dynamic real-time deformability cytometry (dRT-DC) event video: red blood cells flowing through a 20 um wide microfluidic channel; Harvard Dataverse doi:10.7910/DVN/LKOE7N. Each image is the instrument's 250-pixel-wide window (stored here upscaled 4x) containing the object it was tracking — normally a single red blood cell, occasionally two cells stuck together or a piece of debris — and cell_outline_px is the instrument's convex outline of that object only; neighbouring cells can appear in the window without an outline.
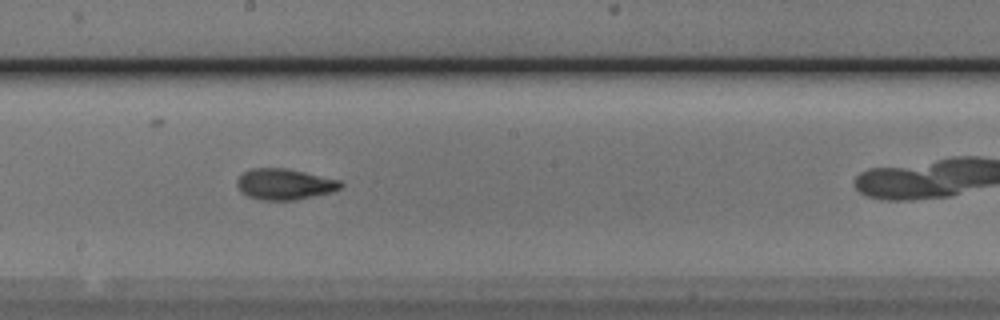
{"species": "Egyptian fruit bat (a non-hibernating species)", "species_latin": "Rousettus aegyptiacus", "temperature_condition": "cold", "stored_images_in_passage": 34, "camera_frame_rate_fps": 3000, "um_per_image_px": 0.085, "animal": {"sex": "male"}, "frame": {"image": 1, "passage_image": 20, "time_ms": 6.333, "image_size_px": [1000, 320], "cell_outline_px": [[344, 184], [340, 188], [332, 192], [296, 200], [260, 200], [248, 196], [240, 192], [236, 184], [236, 180], [244, 172], [252, 168], [284, 168], [340, 180]], "centroid_in_image_um": [24.16, 15.67], "position_along_channel_um": 224.0, "area_um2": 18.67}}